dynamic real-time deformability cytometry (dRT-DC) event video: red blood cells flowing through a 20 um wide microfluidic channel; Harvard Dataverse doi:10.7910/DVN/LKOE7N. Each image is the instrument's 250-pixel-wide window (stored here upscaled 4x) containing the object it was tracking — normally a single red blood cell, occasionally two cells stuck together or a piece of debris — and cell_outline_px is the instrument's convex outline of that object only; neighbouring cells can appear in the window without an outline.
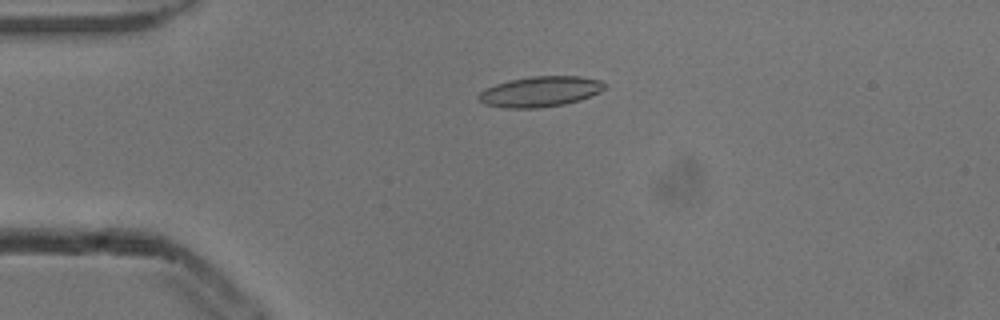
{"species": "common noctule bat (a hibernating species)", "species_latin": "Nyctalus noctula", "temperature_condition": "cold", "stored_images_in_passage": 2, "camera_frame_rate_fps": 3000, "um_per_image_px": 0.085, "animal": {"sex": "male", "body_mass_g": 13.3}, "frame": {"image": 1, "passage_image": 1, "time_ms": 0.0, "image_size_px": [1000, 320], "cell_outline_px": [[604, 88], [600, 92], [580, 100], [564, 104], [536, 108], [504, 108], [484, 104], [476, 96], [480, 92], [496, 84], [508, 80], [532, 76], [580, 76], [600, 80], [604, 84]], "centroid_in_image_um": [45.9, 7.78], "position_along_channel_um": 39.1, "area_um2": 22.25}}